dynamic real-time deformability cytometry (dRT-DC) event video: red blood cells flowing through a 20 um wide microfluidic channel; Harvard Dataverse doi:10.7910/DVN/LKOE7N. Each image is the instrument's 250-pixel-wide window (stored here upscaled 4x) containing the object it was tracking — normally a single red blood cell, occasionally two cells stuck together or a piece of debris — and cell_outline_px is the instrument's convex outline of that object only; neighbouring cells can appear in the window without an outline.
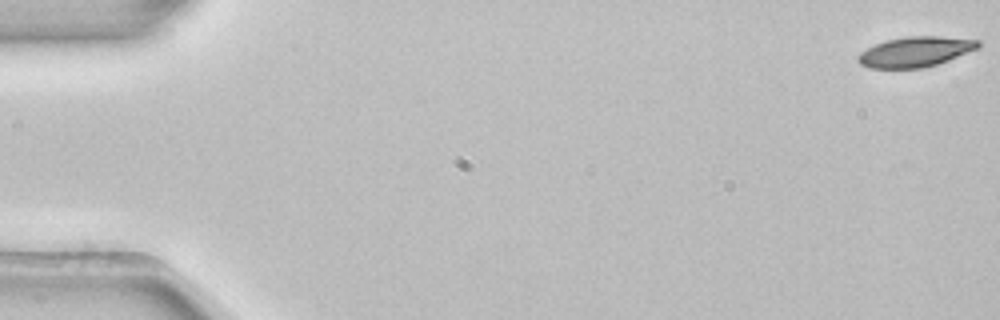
{"species": "common noctule bat (a hibernating species)", "species_latin": "Nyctalus noctula", "temperature_condition": "room temperature", "stored_images_in_passage": 5, "camera_frame_rate_fps": 3000, "um_per_image_px": 0.085, "animal": {"sex": "female", "body_mass_g": 22.7, "forearm_length_mm": 54.2}, "frame": {"image": 1, "passage_image": 1, "time_ms": 0.0, "image_size_px": [1000, 320], "cell_outline_px": [[980, 48], [948, 60], [936, 64], [920, 68], [868, 68], [860, 64], [856, 60], [856, 56], [860, 52], [876, 44], [888, 40], [908, 36], [940, 36], [980, 40]], "centroid_in_image_um": [77.81, 4.4], "position_along_channel_um": 7.2, "area_um2": 21.1}}
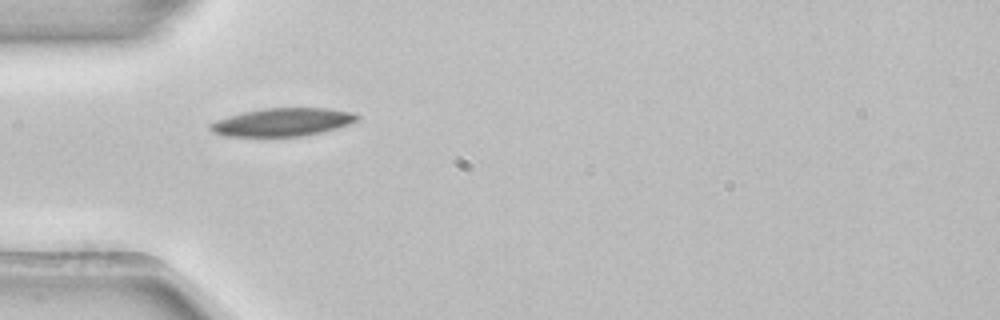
{"frame": {"image": 2, "passage_image": 4, "time_ms": 1.0, "image_size_px": [1000, 320], "cell_outline_px": [[360, 120], [324, 132], [304, 136], [224, 136], [212, 132], [208, 128], [208, 124], [216, 120], [228, 116], [244, 112], [264, 108], [328, 108], [356, 112], [360, 116]], "centroid_in_image_um": [24.04, 10.38], "position_along_channel_um": 61.0, "area_um2": 24.28}}